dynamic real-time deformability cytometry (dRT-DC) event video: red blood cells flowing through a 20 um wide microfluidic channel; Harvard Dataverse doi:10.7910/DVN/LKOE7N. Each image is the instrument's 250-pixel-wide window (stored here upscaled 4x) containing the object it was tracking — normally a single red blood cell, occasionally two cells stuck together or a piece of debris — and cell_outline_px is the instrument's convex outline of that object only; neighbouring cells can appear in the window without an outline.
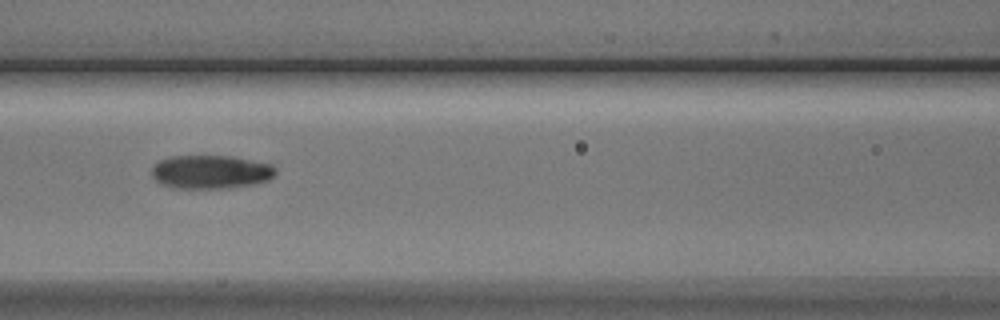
{"species": "Egyptian fruit bat (a non-hibernating species)", "species_latin": "Rousettus aegyptiacus", "temperature_condition": "cold", "stored_images_in_passage": 15, "camera_frame_rate_fps": 3000, "um_per_image_px": 0.085, "animal": {"sex": "male"}, "frame": {"image": 1, "passage_image": 7, "time_ms": 7.667, "image_size_px": [1000, 320], "cell_outline_px": [[276, 172], [268, 180], [256, 184], [228, 188], [172, 188], [160, 184], [152, 176], [152, 168], [160, 160], [168, 156], [232, 156], [272, 164], [276, 168]], "centroid_in_image_um": [17.91, 14.61], "position_along_channel_um": 148.7, "area_um2": 24.39}}
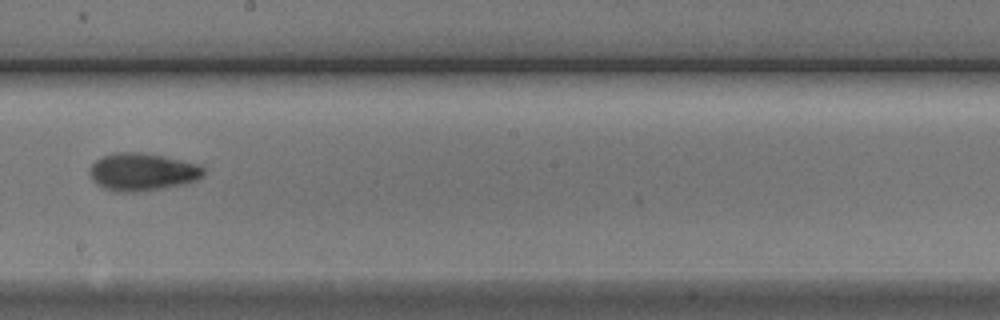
{"frame": {"image": 2, "passage_image": 9, "time_ms": 10.0, "image_size_px": [1000, 320], "cell_outline_px": [[204, 176], [196, 180], [184, 184], [136, 192], [116, 192], [104, 188], [96, 184], [92, 180], [88, 172], [92, 164], [96, 160], [104, 156], [116, 152], [140, 152], [164, 156], [184, 160], [200, 164], [204, 168]], "centroid_in_image_um": [12.1, 14.61], "position_along_channel_um": 236.1, "area_um2": 25.14}}
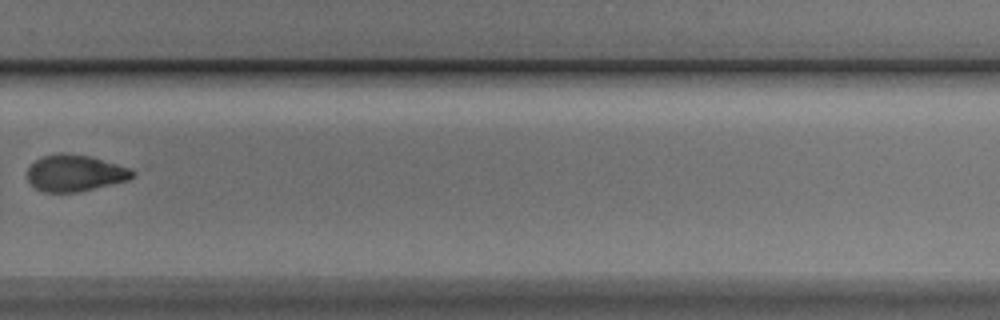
{"frame": {"image": 3, "passage_image": 11, "time_ms": 12.333, "image_size_px": [1000, 320], "cell_outline_px": [[136, 176], [128, 180], [76, 192], [44, 192], [36, 188], [28, 180], [28, 168], [36, 160], [44, 156], [88, 156], [116, 164], [128, 168], [136, 172]], "centroid_in_image_um": [6.4, 14.76], "position_along_channel_um": 323.4, "area_um2": 21.39}, "authors_computed_cell_mechanics": {"area_um2": 23.8136, "velocity_mm_per_s": 3.7417, "shape_relaxation_time_tau1_ms": 8.3846, "shape_relaxation_time_tau2_ms": null, "deformation_change_tau1": 0.1237, "deformation_change_tau2": null}}